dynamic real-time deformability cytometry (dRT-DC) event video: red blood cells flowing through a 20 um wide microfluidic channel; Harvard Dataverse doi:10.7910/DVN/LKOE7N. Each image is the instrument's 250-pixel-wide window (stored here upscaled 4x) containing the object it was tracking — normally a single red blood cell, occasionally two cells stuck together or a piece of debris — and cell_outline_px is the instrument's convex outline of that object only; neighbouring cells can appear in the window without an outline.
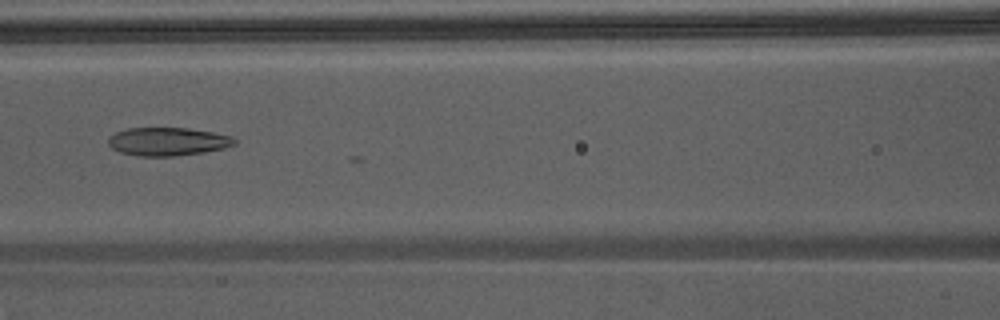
{"species": "Egyptian fruit bat (a non-hibernating species)", "species_latin": "Rousettus aegyptiacus", "temperature_condition": "warm", "stored_images_in_passage": 8, "camera_frame_rate_fps": 3000, "um_per_image_px": 0.085, "animal": {"sex": "male"}, "frame": {"image": 1, "passage_image": 7, "time_ms": 2.0, "image_size_px": [1000, 320], "cell_outline_px": [[236, 144], [224, 148], [204, 152], [176, 156], [136, 156], [120, 152], [112, 148], [108, 144], [108, 140], [116, 132], [128, 128], [188, 128], [212, 132], [232, 136], [236, 140]], "centroid_in_image_um": [14.27, 12.04], "position_along_channel_um": 152.3, "area_um2": 20.75}}